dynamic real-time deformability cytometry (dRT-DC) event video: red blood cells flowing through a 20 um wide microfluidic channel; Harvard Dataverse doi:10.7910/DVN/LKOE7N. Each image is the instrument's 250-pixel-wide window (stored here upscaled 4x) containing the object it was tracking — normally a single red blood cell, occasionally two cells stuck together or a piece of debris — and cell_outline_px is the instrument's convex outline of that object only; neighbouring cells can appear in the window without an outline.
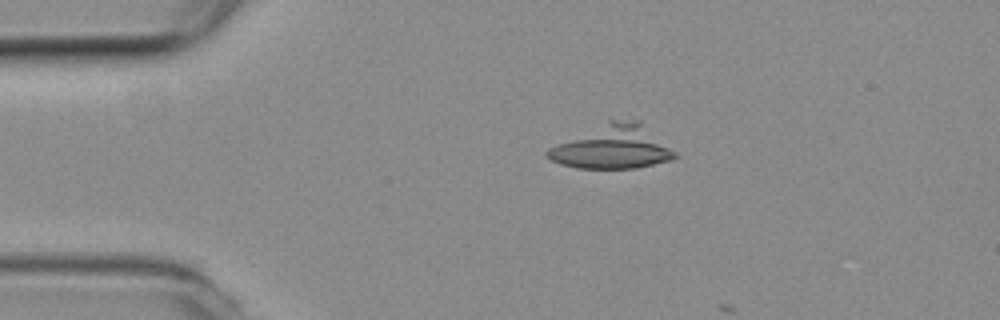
{"species": "common noctule bat (a hibernating species)", "species_latin": "Nyctalus noctula", "temperature_condition": "room temperature", "stored_images_in_passage": 5, "camera_frame_rate_fps": 3000, "um_per_image_px": 0.085, "animal": {"sex": "female", "body_mass_g": 19.3, "forearm_length_mm": 54.1}, "frame": {"image": 1, "passage_image": 3, "time_ms": 0.667, "image_size_px": [1000, 320], "cell_outline_px": [[676, 156], [672, 160], [636, 168], [576, 168], [560, 164], [552, 160], [544, 152], [548, 148], [608, 120], [640, 120], [676, 152]], "centroid_in_image_um": [52.08, 12.5], "position_along_channel_um": 32.9, "area_um2": 32.08}}